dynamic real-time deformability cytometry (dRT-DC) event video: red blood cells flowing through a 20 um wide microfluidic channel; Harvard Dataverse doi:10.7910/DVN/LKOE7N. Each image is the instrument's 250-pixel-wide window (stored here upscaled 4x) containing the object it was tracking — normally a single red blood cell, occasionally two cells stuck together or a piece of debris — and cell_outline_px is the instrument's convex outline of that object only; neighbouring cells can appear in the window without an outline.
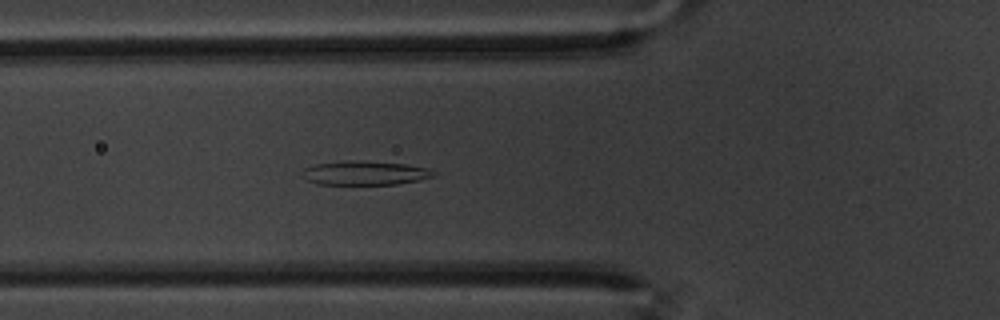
{"species": "common noctule bat (a hibernating species)", "species_latin": "Nyctalus noctula", "temperature_condition": "warm", "stored_images_in_passage": 58, "camera_frame_rate_fps": 3000, "um_per_image_px": 0.085, "animal": {"sex": "male", "body_mass_g": 20.1, "forearm_length_mm": 53.5}, "frame": {"image": 1, "passage_image": 21, "time_ms": 6.667, "image_size_px": [1000, 320], "cell_outline_px": [[436, 172], [432, 176], [420, 180], [396, 184], [316, 184], [308, 180], [304, 168], [316, 164], [348, 160], [404, 164], [428, 168]], "centroid_in_image_um": [31.06, 14.71], "position_along_channel_um": 94.7, "area_um2": 17.92}}
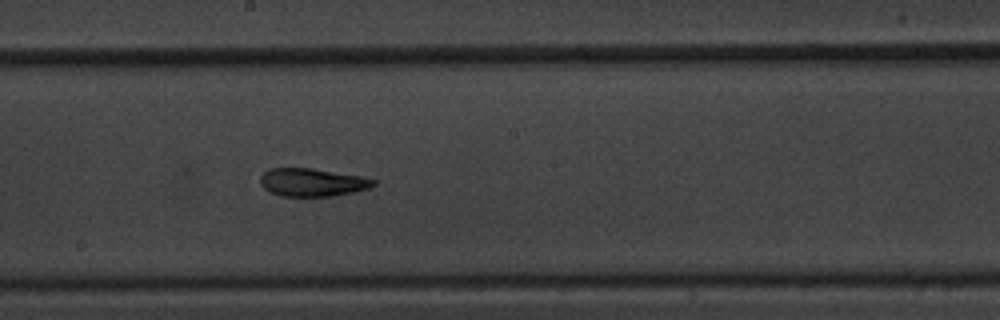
{"frame": {"image": 2, "passage_image": 32, "time_ms": 10.333, "image_size_px": [1000, 320], "cell_outline_px": [[376, 184], [368, 188], [352, 192], [332, 196], [280, 196], [268, 192], [260, 184], [260, 176], [268, 168], [312, 168], [360, 176], [376, 180]], "centroid_in_image_um": [26.49, 15.5], "position_along_channel_um": 221.7, "area_um2": 18.5}}
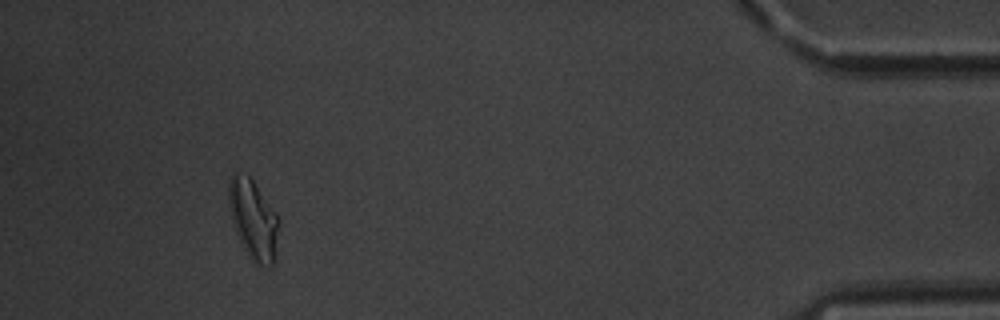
{"frame": {"image": 3, "passage_image": 54, "time_ms": 17.667, "image_size_px": [1000, 320], "cell_outline_px": [[280, 224], [272, 264], [268, 268], [256, 264], [252, 260], [240, 244], [236, 232], [228, 204], [228, 180], [232, 172], [236, 172], [248, 176], [252, 180], [276, 212], [280, 220]], "centroid_in_image_um": [21.51, 18.64], "position_along_channel_um": 413.7, "area_um2": 23.24}, "authors_computed_cell_mechanics": {"area_um2": 20.0566, "velocity_mm_per_s": 3.4434, "shape_relaxation_time_tau1_ms": 6.3838, "shape_relaxation_time_tau2_ms": 3.9803, "deformation_change_tau1": 0.1744, "deformation_change_tau2": 0.119}}